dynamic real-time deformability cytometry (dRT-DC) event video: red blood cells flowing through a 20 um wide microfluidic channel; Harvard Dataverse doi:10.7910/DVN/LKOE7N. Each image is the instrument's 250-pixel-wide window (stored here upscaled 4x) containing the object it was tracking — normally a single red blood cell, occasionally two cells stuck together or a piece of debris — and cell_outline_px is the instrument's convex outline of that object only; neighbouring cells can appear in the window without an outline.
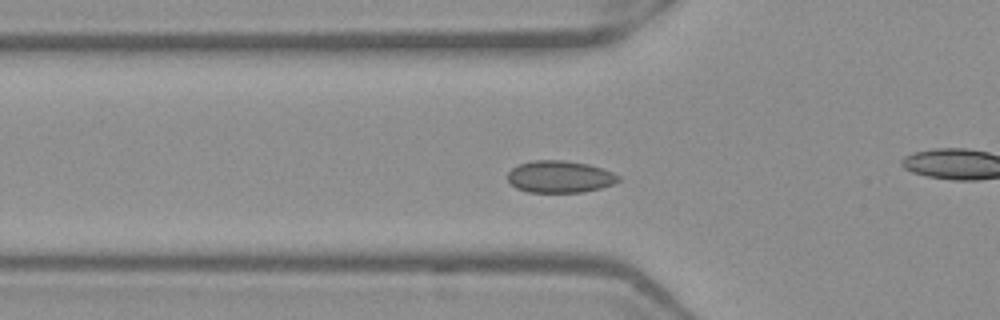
{"species": "Egyptian fruit bat (a non-hibernating species)", "species_latin": "Rousettus aegyptiacus", "temperature_condition": "warm", "stored_images_in_passage": 49, "camera_frame_rate_fps": 3000, "um_per_image_px": 0.085, "frame": {"image": 1, "passage_image": 14, "time_ms": 4.333, "image_size_px": [1000, 320], "cell_outline_px": [[620, 180], [612, 184], [600, 188], [584, 192], [528, 192], [516, 188], [508, 180], [508, 172], [512, 168], [520, 164], [532, 160], [564, 160], [588, 164], [612, 172], [620, 176]], "centroid_in_image_um": [47.57, 15.02], "position_along_channel_um": 78.2, "area_um2": 20.58}}
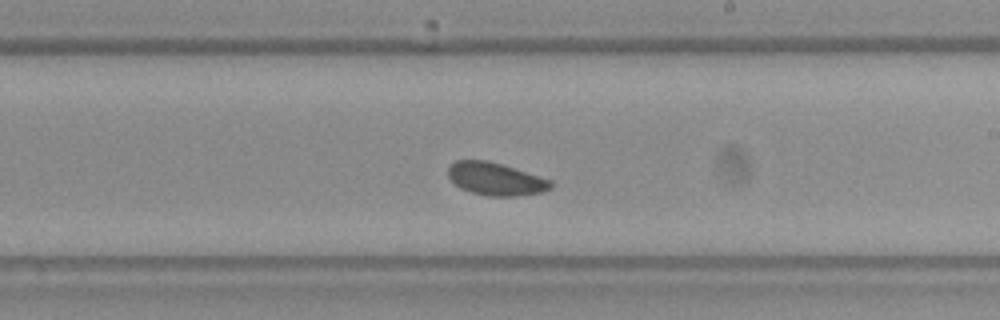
{"frame": {"image": 2, "passage_image": 27, "time_ms": 8.667, "image_size_px": [1000, 320], "cell_outline_px": [[552, 188], [544, 192], [516, 196], [488, 196], [472, 192], [460, 188], [448, 176], [448, 164], [456, 160], [488, 160], [504, 164], [552, 180]], "centroid_in_image_um": [42.14, 15.2], "position_along_channel_um": 246.9, "area_um2": 19.83}}
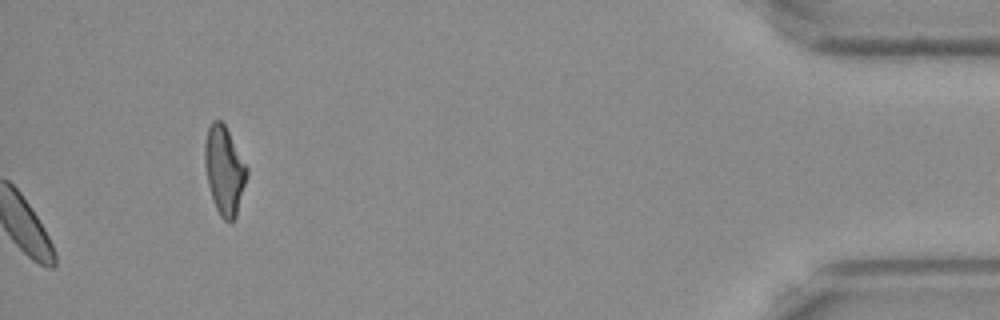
{"frame": {"image": 3, "passage_image": 49, "time_ms": 16.0, "image_size_px": [1000, 320], "cell_outline_px": [[248, 172], [236, 216], [228, 224], [220, 216], [212, 200], [208, 184], [204, 164], [204, 144], [208, 128], [212, 120], [220, 120], [224, 124], [248, 168]], "centroid_in_image_um": [19.05, 14.49], "position_along_channel_um": 416.2, "area_um2": 21.56}}